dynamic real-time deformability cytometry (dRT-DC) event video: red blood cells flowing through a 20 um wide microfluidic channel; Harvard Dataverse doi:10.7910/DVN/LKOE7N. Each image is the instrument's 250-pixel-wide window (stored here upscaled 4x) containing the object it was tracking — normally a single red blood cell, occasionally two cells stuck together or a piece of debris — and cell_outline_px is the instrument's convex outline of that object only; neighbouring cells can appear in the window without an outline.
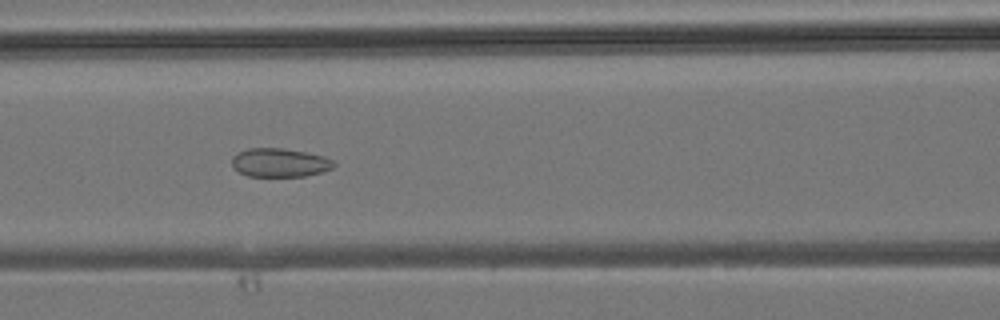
{"species": "common noctule bat (a hibernating species)", "species_latin": "Nyctalus noctula", "temperature_condition": "room temperature", "stored_images_in_passage": 43, "camera_frame_rate_fps": 3000, "um_per_image_px": 0.085, "animal": {"sex": "male", "body_mass_g": 19.2, "forearm_length_mm": 51.8}, "frame": {"image": 1, "passage_image": 18, "time_ms": 5.667, "image_size_px": [1000, 320], "cell_outline_px": [[336, 164], [332, 168], [320, 172], [304, 176], [248, 176], [232, 168], [232, 156], [248, 148], [284, 148], [324, 156], [332, 160]], "centroid_in_image_um": [23.75, 13.82], "position_along_channel_um": 142.8, "area_um2": 16.94}}
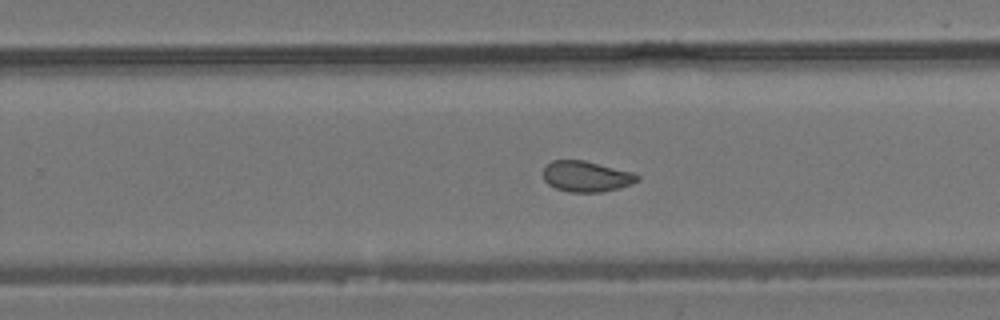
{"frame": {"image": 2, "passage_image": 27, "time_ms": 8.667, "image_size_px": [1000, 320], "cell_outline_px": [[640, 180], [632, 184], [620, 188], [604, 192], [568, 192], [556, 188], [548, 184], [544, 180], [544, 168], [552, 160], [584, 160], [636, 172], [640, 176]], "centroid_in_image_um": [49.9, 15.0], "position_along_channel_um": 279.9, "area_um2": 17.17}}
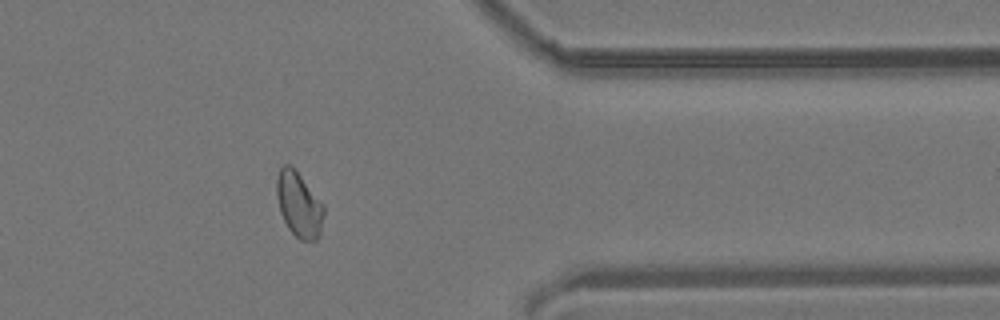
{"frame": {"image": 3, "passage_image": 35, "time_ms": 11.333, "image_size_px": [1000, 320], "cell_outline_px": [[324, 212], [320, 232], [316, 240], [300, 240], [288, 228], [280, 212], [276, 196], [276, 180], [280, 168], [284, 164], [288, 164], [300, 176], [324, 204]], "centroid_in_image_um": [25.4, 17.4], "position_along_channel_um": 386.0, "area_um2": 17.63}}